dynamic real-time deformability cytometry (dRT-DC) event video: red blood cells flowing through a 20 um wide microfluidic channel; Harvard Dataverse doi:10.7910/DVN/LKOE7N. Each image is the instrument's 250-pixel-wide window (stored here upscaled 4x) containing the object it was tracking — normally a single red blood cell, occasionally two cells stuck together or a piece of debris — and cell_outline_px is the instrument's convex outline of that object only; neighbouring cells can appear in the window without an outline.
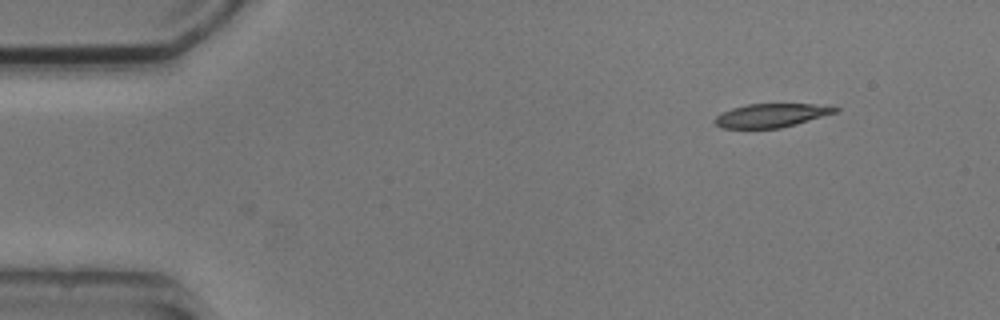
{"species": "common noctule bat (a hibernating species)", "species_latin": "Nyctalus noctula", "temperature_condition": "cold", "stored_images_in_passage": 2, "camera_frame_rate_fps": 3000, "um_per_image_px": 0.085, "animal": {"sex": "male", "body_mass_g": 20.5, "forearm_length_mm": 52.5}, "frame": {"image": 1, "passage_image": 2, "time_ms": 2.667, "image_size_px": [1000, 320], "cell_outline_px": [[840, 108], [836, 112], [796, 124], [780, 128], [724, 128], [716, 124], [712, 120], [716, 116], [732, 108], [748, 104], [812, 104]], "centroid_in_image_um": [65.52, 9.81], "position_along_channel_um": 19.5, "area_um2": 16.3}}